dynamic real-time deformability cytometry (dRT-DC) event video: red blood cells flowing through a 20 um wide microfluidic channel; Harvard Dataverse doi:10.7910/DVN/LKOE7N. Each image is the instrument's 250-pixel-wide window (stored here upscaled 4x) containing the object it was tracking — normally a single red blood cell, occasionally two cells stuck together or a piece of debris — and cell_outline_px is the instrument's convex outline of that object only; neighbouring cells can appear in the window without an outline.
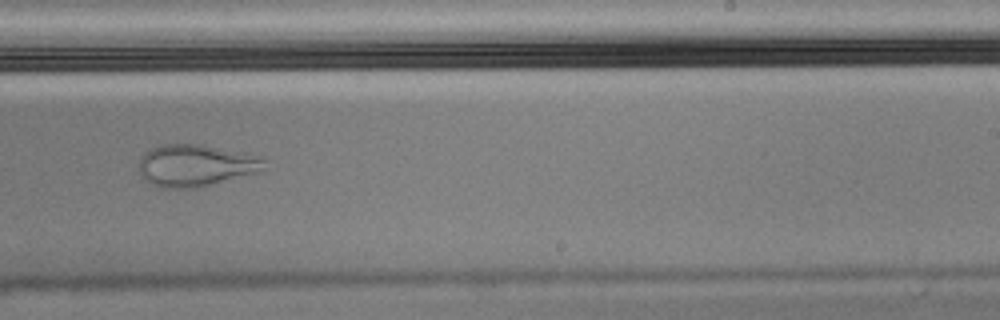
{"species": "Egyptian fruit bat (a non-hibernating species)", "species_latin": "Rousettus aegyptiacus", "temperature_condition": "cold", "stored_images_in_passage": 55, "camera_frame_rate_fps": 3000, "um_per_image_px": 0.085, "animal": {"sex": "male"}, "frame": {"image": 1, "passage_image": 34, "time_ms": 11.0, "image_size_px": [1000, 320], "cell_outline_px": [[268, 160], [264, 172], [200, 188], [164, 188], [152, 184], [144, 180], [140, 176], [140, 156], [144, 152], [160, 144], [200, 144], [244, 152], [260, 156]], "centroid_in_image_um": [16.72, 14.07], "position_along_channel_um": 272.3, "area_um2": 31.56}}